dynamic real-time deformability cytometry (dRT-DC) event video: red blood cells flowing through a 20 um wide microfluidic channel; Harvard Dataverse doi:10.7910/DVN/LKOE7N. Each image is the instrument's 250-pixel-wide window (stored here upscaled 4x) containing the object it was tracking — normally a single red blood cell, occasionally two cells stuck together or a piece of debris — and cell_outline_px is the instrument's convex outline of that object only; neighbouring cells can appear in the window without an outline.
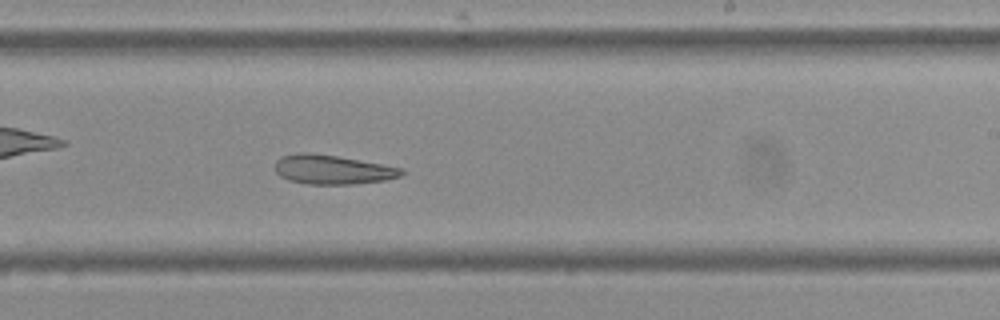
{"species": "Egyptian fruit bat (a non-hibernating species)", "species_latin": "Rousettus aegyptiacus", "temperature_condition": "cold", "stored_images_in_passage": 55, "camera_frame_rate_fps": 3000, "um_per_image_px": 0.085, "frame": {"image": 1, "passage_image": 32, "time_ms": 10.333, "image_size_px": [1000, 320], "cell_outline_px": [[404, 172], [400, 176], [384, 180], [352, 184], [308, 184], [288, 180], [280, 176], [276, 172], [276, 160], [280, 156], [296, 152], [308, 152], [336, 156], [404, 168]], "centroid_in_image_um": [28.22, 14.41], "position_along_channel_um": 260.8, "area_um2": 21.5}, "authors_computed_cell_mechanics": {"area_um2": 25.8366, "velocity_mm_per_s": 3.5958, "shape_relaxation_time_tau1_ms": null, "shape_relaxation_time_tau2_ms": 5.0213, "deformation_change_tau1": null, "deformation_change_tau2": 0.1303}}